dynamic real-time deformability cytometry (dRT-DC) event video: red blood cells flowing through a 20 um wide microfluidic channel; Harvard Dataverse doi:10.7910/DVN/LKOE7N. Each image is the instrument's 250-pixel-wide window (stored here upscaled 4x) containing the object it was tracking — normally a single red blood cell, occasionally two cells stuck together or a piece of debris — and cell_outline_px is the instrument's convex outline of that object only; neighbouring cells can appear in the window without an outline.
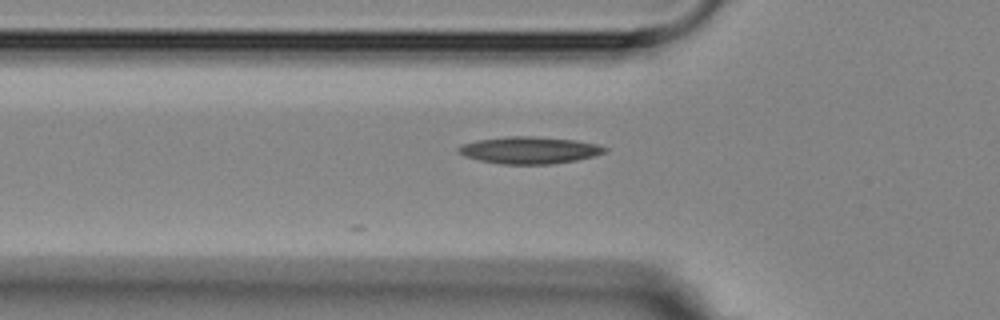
{"species": "Egyptian fruit bat (a non-hibernating species)", "species_latin": "Rousettus aegyptiacus", "temperature_condition": "room temperature", "stored_images_in_passage": 6, "camera_frame_rate_fps": 3000, "um_per_image_px": 0.085, "animal": {"sex": "female"}, "frame": {"image": 1, "passage_image": 5, "time_ms": 4.667, "image_size_px": [1000, 320], "cell_outline_px": [[608, 152], [576, 160], [552, 164], [500, 164], [480, 160], [464, 156], [456, 152], [456, 148], [460, 144], [476, 140], [508, 136], [532, 136], [576, 140], [600, 144], [608, 148]], "centroid_in_image_um": [44.99, 12.76], "position_along_channel_um": 80.8, "area_um2": 23.29}}